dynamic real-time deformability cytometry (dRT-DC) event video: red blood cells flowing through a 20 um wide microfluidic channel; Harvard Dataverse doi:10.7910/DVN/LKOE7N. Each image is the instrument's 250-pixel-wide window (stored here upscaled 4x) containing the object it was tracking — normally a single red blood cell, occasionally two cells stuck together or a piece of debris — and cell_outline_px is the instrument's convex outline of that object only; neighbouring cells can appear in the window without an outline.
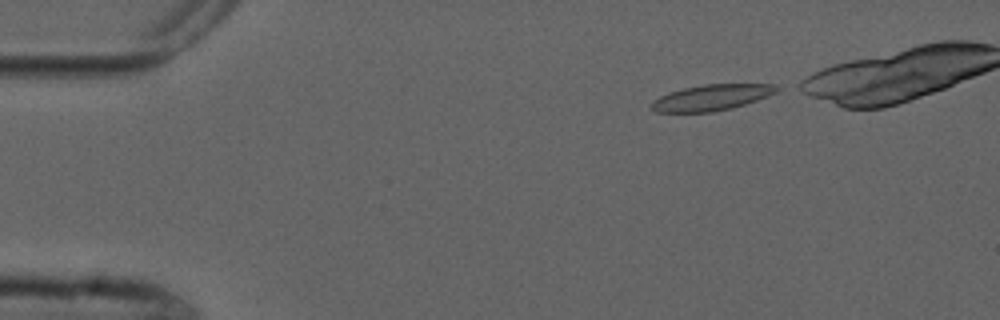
{"species": "common noctule bat (a hibernating species)", "species_latin": "Nyctalus noctula", "temperature_condition": "cold", "stored_images_in_passage": 4, "camera_frame_rate_fps": 3000, "um_per_image_px": 0.085, "animal": {"sex": "male", "forearm_length_mm": 52.5}, "frame": {"image": 1, "passage_image": 1, "time_ms": 0.0, "image_size_px": [1000, 320], "cell_outline_px": [[784, 88], [768, 96], [732, 108], [712, 112], [656, 112], [648, 104], [652, 100], [668, 92], [684, 88], [704, 84], [776, 84]], "centroid_in_image_um": [60.49, 8.28], "position_along_channel_um": 24.5, "area_um2": 19.07}}